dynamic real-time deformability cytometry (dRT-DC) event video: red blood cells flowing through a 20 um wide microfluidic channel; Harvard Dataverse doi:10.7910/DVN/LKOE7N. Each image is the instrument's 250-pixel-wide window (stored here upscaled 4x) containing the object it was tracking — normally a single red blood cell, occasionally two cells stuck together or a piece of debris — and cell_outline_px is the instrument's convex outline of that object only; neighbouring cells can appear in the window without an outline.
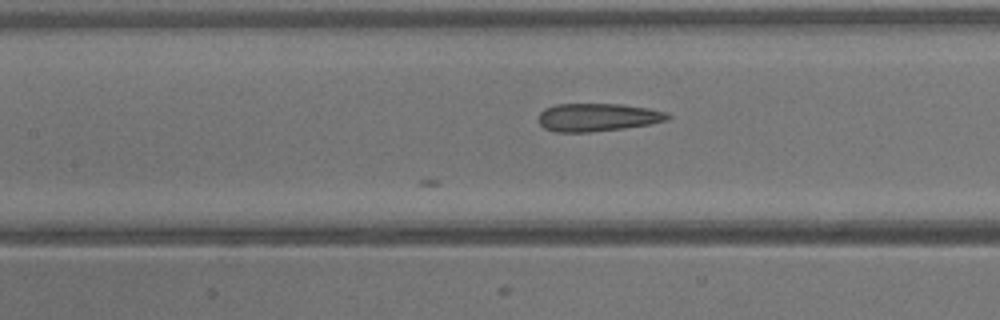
{"species": "common noctule bat (a hibernating species)", "species_latin": "Nyctalus noctula", "temperature_condition": "warm", "stored_images_in_passage": 20, "camera_frame_rate_fps": 3000, "um_per_image_px": 0.085, "animal": {"sex": "male", "body_mass_g": 13.3}, "frame": {"image": 1, "passage_image": 7, "time_ms": 2.0, "image_size_px": [1000, 320], "cell_outline_px": [[672, 116], [668, 120], [652, 124], [624, 128], [592, 132], [556, 132], [544, 128], [540, 124], [540, 112], [544, 108], [556, 104], [620, 104], [648, 108], [668, 112]], "centroid_in_image_um": [50.83, 9.97], "position_along_channel_um": 156.6, "area_um2": 21.21}}
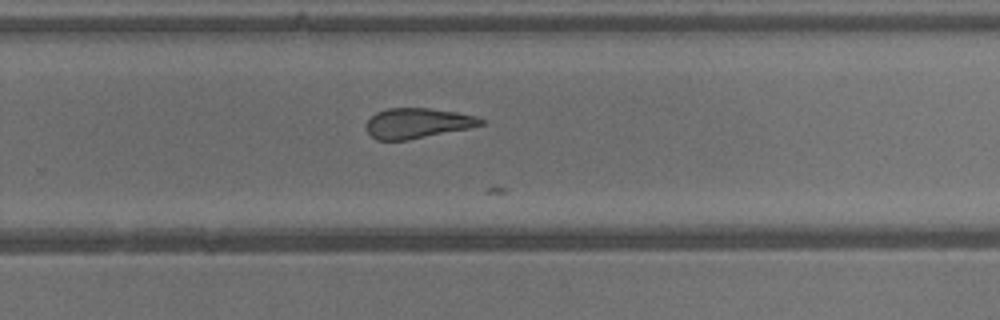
{"frame": {"image": 2, "passage_image": 15, "time_ms": 4.667, "image_size_px": [1000, 320], "cell_outline_px": [[488, 124], [408, 140], [376, 140], [364, 128], [364, 124], [376, 112], [388, 108], [428, 108], [456, 112], [476, 116], [484, 120]], "centroid_in_image_um": [35.47, 10.47], "position_along_channel_um": 294.3, "area_um2": 20.23}}
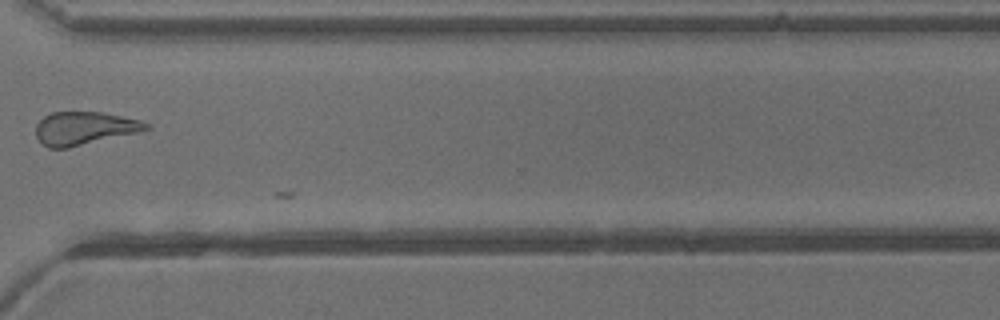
{"frame": {"image": 3, "passage_image": 19, "time_ms": 6.0, "image_size_px": [1000, 320], "cell_outline_px": [[152, 128], [140, 132], [68, 148], [48, 148], [40, 144], [36, 136], [36, 124], [44, 116], [52, 112], [104, 112], [140, 120], [148, 124]], "centroid_in_image_um": [7.16, 10.91], "position_along_channel_um": 363.4, "area_um2": 21.5}}